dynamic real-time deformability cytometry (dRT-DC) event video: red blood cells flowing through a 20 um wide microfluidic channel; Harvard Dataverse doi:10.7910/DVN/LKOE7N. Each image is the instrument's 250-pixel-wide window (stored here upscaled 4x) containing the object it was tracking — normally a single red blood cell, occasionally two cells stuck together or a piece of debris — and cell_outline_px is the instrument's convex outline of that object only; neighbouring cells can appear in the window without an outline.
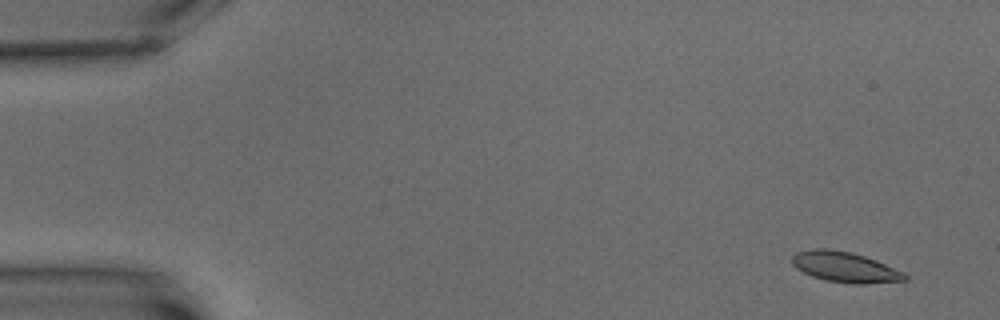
{"species": "common noctule bat (a hibernating species)", "species_latin": "Nyctalus noctula", "temperature_condition": "warm", "stored_images_in_passage": 7, "camera_frame_rate_fps": 3000, "um_per_image_px": 0.085, "animal": {"sex": "male", "body_mass_g": 15.6}, "frame": {"image": 1, "passage_image": 2, "time_ms": 1.0, "image_size_px": [1000, 320], "cell_outline_px": [[908, 280], [864, 284], [852, 284], [824, 280], [812, 276], [796, 268], [792, 264], [792, 256], [796, 252], [816, 248], [824, 248], [852, 252], [876, 260], [904, 272], [908, 276]], "centroid_in_image_um": [71.83, 22.7], "position_along_channel_um": 13.2, "area_um2": 20.06}}
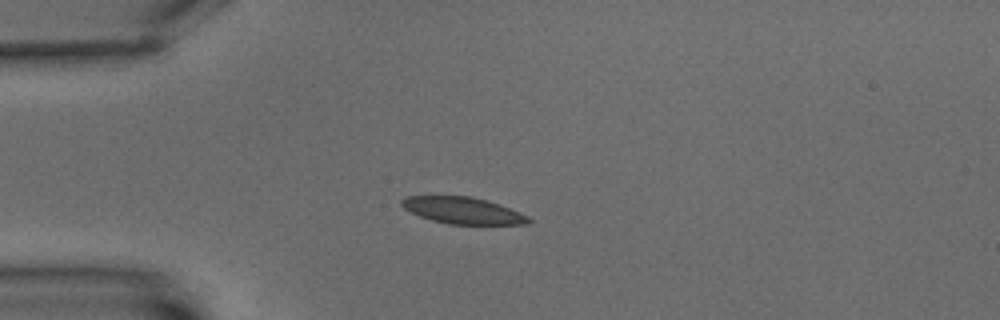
{"frame": {"image": 2, "passage_image": 5, "time_ms": 5.333, "image_size_px": [1000, 320], "cell_outline_px": [[532, 220], [528, 224], [448, 224], [432, 220], [420, 216], [404, 208], [400, 204], [400, 200], [408, 196], [472, 196], [520, 212], [528, 216]], "centroid_in_image_um": [39.32, 17.89], "position_along_channel_um": 45.7, "area_um2": 19.42}}
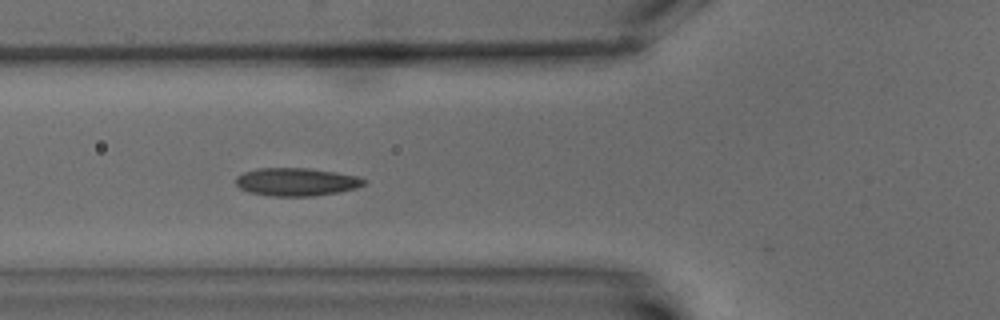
{"frame": {"image": 3, "passage_image": 7, "time_ms": 7.667, "image_size_px": [1000, 320], "cell_outline_px": [[368, 180], [364, 184], [356, 188], [340, 192], [312, 196], [272, 196], [248, 192], [240, 188], [236, 184], [236, 176], [244, 172], [256, 168], [308, 168], [336, 172], [356, 176]], "centroid_in_image_um": [25.19, 15.46], "position_along_channel_um": 100.6, "area_um2": 20.98}}